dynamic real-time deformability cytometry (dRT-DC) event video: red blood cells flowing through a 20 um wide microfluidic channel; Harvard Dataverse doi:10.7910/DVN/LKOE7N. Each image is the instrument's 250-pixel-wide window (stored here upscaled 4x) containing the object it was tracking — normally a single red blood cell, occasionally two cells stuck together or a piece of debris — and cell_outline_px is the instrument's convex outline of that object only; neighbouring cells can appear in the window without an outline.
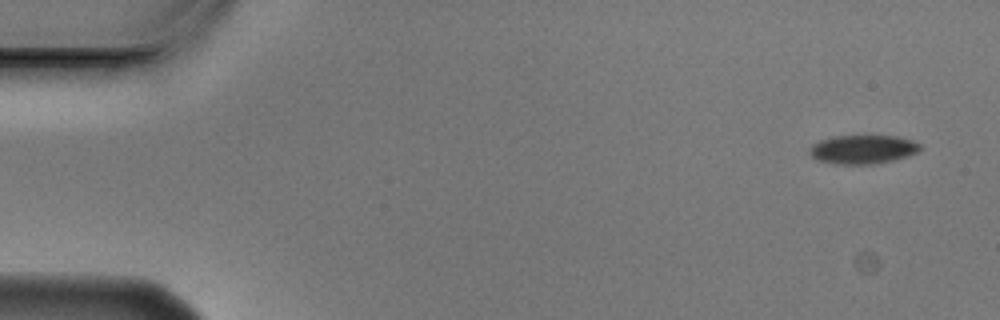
{"species": "Egyptian fruit bat (a non-hibernating species)", "species_latin": "Rousettus aegyptiacus", "temperature_condition": "cold", "stored_images_in_passage": 6, "segment_of_instrument_passage": [2, 2], "camera_frame_rate_fps": 3000, "um_per_image_px": 0.085, "animal": {"sex": "male"}, "frame": {"image": 1, "passage_image": 6, "time_ms": 1.667, "image_size_px": [1000, 320], "cell_outline_px": [[920, 148], [916, 152], [908, 156], [892, 160], [872, 164], [836, 164], [820, 160], [812, 156], [808, 152], [812, 144], [820, 140], [832, 136], [896, 136], [912, 140], [920, 144]], "centroid_in_image_um": [73.32, 12.69], "position_along_channel_um": 11.7, "area_um2": 18.38}}